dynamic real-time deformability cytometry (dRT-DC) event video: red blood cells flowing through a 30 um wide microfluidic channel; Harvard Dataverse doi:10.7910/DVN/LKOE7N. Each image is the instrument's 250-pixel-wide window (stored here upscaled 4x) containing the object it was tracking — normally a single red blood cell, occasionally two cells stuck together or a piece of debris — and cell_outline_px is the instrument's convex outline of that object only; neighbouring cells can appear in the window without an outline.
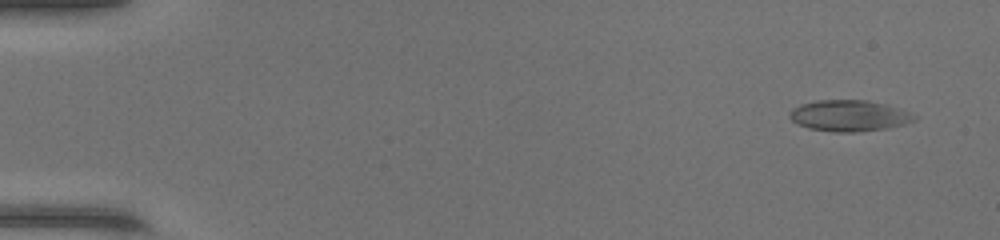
{"species": "common noctule bat (a hibernating species)", "species_latin": "Nyctalus noctula", "temperature_condition": "warm", "stored_images_in_passage": 48, "camera_frame_rate_fps": 3000, "um_per_image_px": 0.085, "animal": {"sex": "female", "body_mass_g": 17.0, "forearm_length_mm": 48.0}, "frame": {"image": 1, "passage_image": 3, "time_ms": 0.667, "image_size_px": [1000, 240], "cell_outline_px": [[916, 120], [904, 124], [888, 128], [856, 132], [832, 132], [808, 128], [796, 124], [788, 116], [788, 112], [792, 108], [800, 104], [816, 100], [868, 100], [884, 104], [908, 112], [916, 116]], "centroid_in_image_um": [72.11, 9.84], "position_along_channel_um": 12.9, "area_um2": 22.72}}
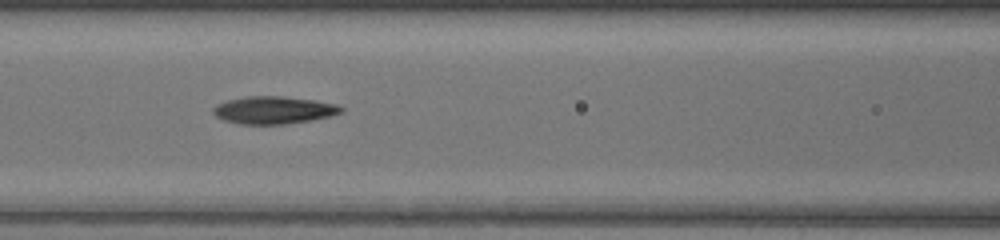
{"frame": {"image": 2, "passage_image": 22, "time_ms": 7.0, "image_size_px": [1000, 240], "cell_outline_px": [[344, 112], [332, 116], [312, 120], [284, 124], [240, 124], [224, 120], [216, 116], [212, 112], [212, 108], [216, 104], [228, 100], [244, 96], [280, 96], [316, 100], [336, 104], [344, 108]], "centroid_in_image_um": [23.28, 9.35], "position_along_channel_um": 143.3, "area_um2": 20.69}}
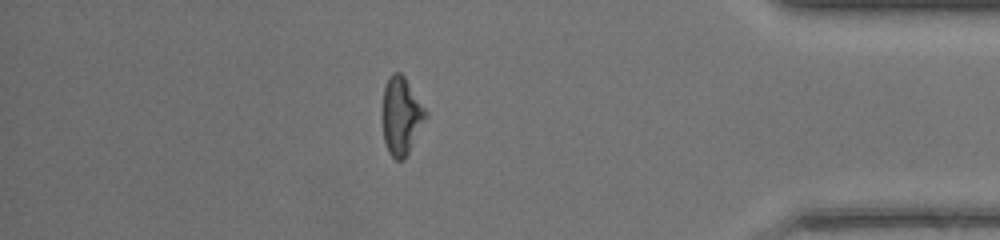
{"frame": {"image": 3, "passage_image": 42, "time_ms": 13.667, "image_size_px": [1000, 240], "cell_outline_px": [[428, 116], [404, 160], [396, 160], [388, 152], [384, 140], [384, 88], [392, 72], [400, 72], [404, 76], [428, 112]], "centroid_in_image_um": [34.14, 9.86], "position_along_channel_um": 401.1, "area_um2": 19.19}, "authors_computed_cell_mechanics": {"area_um2": 20.6635, "velocity_mm_per_s": 4.3796, "shape_relaxation_time_tau1_ms": 8.9729, "shape_relaxation_time_tau2_ms": 4.0591, "deformation_change_tau1": 0.2532, "deformation_change_tau2": 0.1432}}